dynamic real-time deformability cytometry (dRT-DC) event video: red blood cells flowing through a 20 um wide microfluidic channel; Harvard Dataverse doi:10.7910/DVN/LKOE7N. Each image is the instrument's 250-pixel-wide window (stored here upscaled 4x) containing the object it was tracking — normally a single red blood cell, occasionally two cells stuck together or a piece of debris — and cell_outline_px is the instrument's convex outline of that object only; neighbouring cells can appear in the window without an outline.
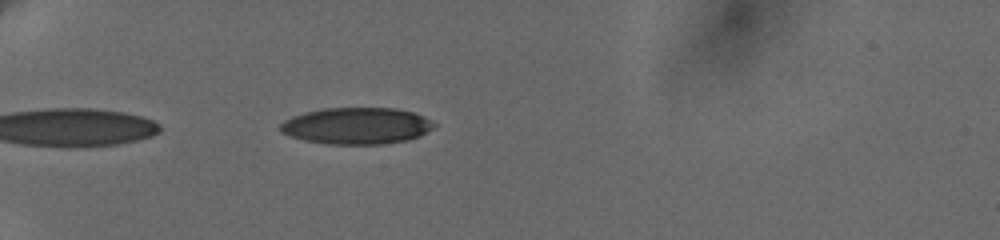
{"species": "human", "species_latin": "Homo sapiens", "temperature_condition": "cold", "stored_images_in_passage": 6, "camera_frame_rate_fps": 3000, "um_per_image_px": 0.085, "donor": {"sex": "female"}, "frame": {"image": 1, "passage_image": 1, "time_ms": 0.0, "image_size_px": [1000, 240], "cell_outline_px": [[436, 124], [432, 128], [420, 136], [408, 140], [380, 144], [328, 144], [304, 140], [280, 132], [280, 124], [284, 120], [292, 116], [304, 112], [324, 108], [396, 108], [412, 112]], "centroid_in_image_um": [30.27, 10.69], "position_along_channel_um": 54.7, "area_um2": 32.6}}
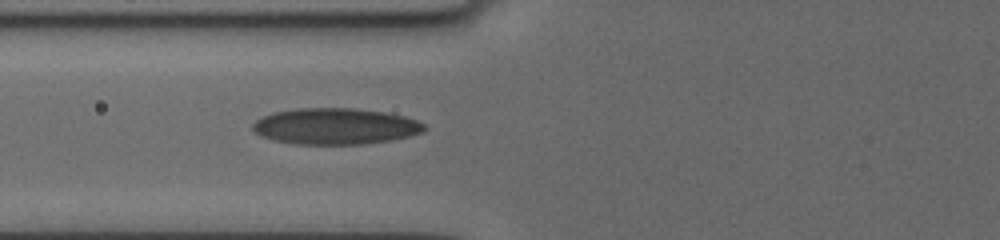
{"frame": {"image": 2, "passage_image": 6, "time_ms": 2.0, "image_size_px": [1000, 240], "cell_outline_px": [[428, 128], [424, 132], [408, 136], [388, 140], [360, 144], [296, 144], [272, 140], [260, 136], [252, 128], [252, 124], [256, 120], [272, 112], [296, 108], [352, 108], [384, 112], [404, 116], [416, 120], [424, 124]], "centroid_in_image_um": [28.48, 10.73], "position_along_channel_um": 97.3, "area_um2": 36.18}}